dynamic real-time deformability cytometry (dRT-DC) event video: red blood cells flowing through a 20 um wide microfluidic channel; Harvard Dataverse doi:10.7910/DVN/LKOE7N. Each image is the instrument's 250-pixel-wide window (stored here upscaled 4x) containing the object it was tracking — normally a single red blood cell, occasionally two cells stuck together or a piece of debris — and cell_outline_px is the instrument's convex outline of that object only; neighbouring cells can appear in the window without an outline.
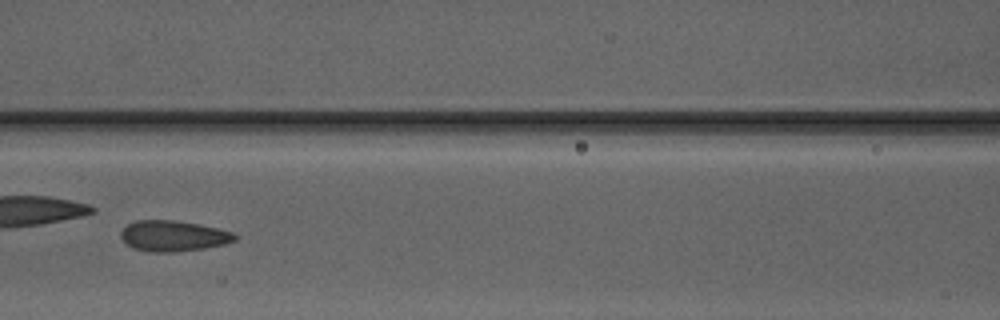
{"species": "Egyptian fruit bat (a non-hibernating species)", "species_latin": "Rousettus aegyptiacus", "temperature_condition": "warm", "stored_images_in_passage": 21, "camera_frame_rate_fps": 3000, "um_per_image_px": 0.085, "animal": {"sex": "male"}, "frame": {"image": 1, "passage_image": 7, "time_ms": 2.0, "image_size_px": [1000, 320], "cell_outline_px": [[236, 240], [224, 244], [204, 248], [172, 252], [148, 252], [132, 248], [120, 236], [120, 232], [128, 224], [136, 220], [172, 220], [196, 224], [216, 228], [232, 232], [236, 236]], "centroid_in_image_um": [14.69, 20.06], "position_along_channel_um": 151.9, "area_um2": 20.17}}
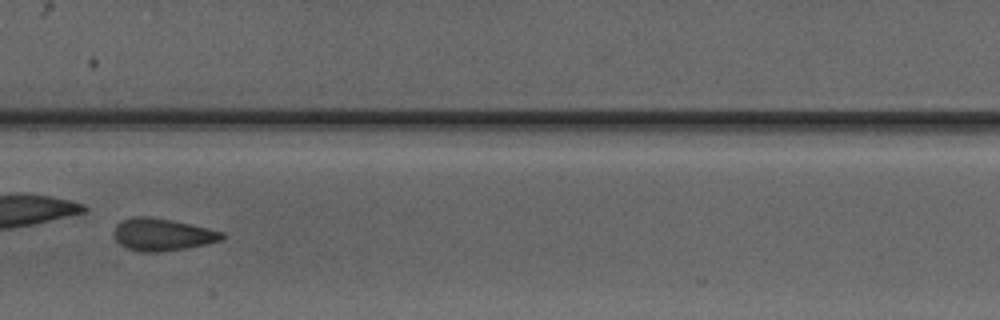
{"frame": {"image": 2, "passage_image": 10, "time_ms": 3.0, "image_size_px": [1000, 320], "cell_outline_px": [[224, 240], [184, 248], [160, 252], [136, 252], [120, 244], [116, 240], [112, 232], [116, 224], [124, 220], [136, 216], [144, 216], [172, 220], [208, 228], [224, 232]], "centroid_in_image_um": [13.78, 19.94], "position_along_channel_um": 193.6, "area_um2": 20.29}}